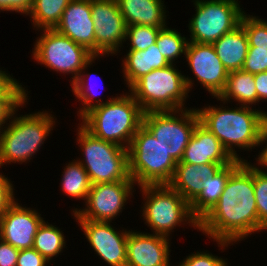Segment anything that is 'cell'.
Returning <instances> with one entry per match:
<instances>
[{"label":"cell","mask_w":267,"mask_h":266,"mask_svg":"<svg viewBox=\"0 0 267 266\" xmlns=\"http://www.w3.org/2000/svg\"><path fill=\"white\" fill-rule=\"evenodd\" d=\"M66 245L65 235L60 227H56V225L44 220L34 237L33 248L46 260L52 262L51 260L58 257V255H62L63 249L67 248Z\"/></svg>","instance_id":"cell-29"},{"label":"cell","mask_w":267,"mask_h":266,"mask_svg":"<svg viewBox=\"0 0 267 266\" xmlns=\"http://www.w3.org/2000/svg\"><path fill=\"white\" fill-rule=\"evenodd\" d=\"M254 81L257 90V105L267 102V71L254 74Z\"/></svg>","instance_id":"cell-41"},{"label":"cell","mask_w":267,"mask_h":266,"mask_svg":"<svg viewBox=\"0 0 267 266\" xmlns=\"http://www.w3.org/2000/svg\"><path fill=\"white\" fill-rule=\"evenodd\" d=\"M72 0H33L27 14L35 32L42 29H55L62 14Z\"/></svg>","instance_id":"cell-27"},{"label":"cell","mask_w":267,"mask_h":266,"mask_svg":"<svg viewBox=\"0 0 267 266\" xmlns=\"http://www.w3.org/2000/svg\"><path fill=\"white\" fill-rule=\"evenodd\" d=\"M177 68L176 64H169L154 69L128 89L144 112L188 108L185 102L189 98V92L184 74Z\"/></svg>","instance_id":"cell-7"},{"label":"cell","mask_w":267,"mask_h":266,"mask_svg":"<svg viewBox=\"0 0 267 266\" xmlns=\"http://www.w3.org/2000/svg\"><path fill=\"white\" fill-rule=\"evenodd\" d=\"M138 188L144 201L140 214L152 234L172 238L170 235L176 227H185L187 224L199 229V221L192 215L190 204L169 185H144Z\"/></svg>","instance_id":"cell-5"},{"label":"cell","mask_w":267,"mask_h":266,"mask_svg":"<svg viewBox=\"0 0 267 266\" xmlns=\"http://www.w3.org/2000/svg\"><path fill=\"white\" fill-rule=\"evenodd\" d=\"M162 28L144 25L127 26L125 42L129 47L128 50L144 51L151 45L156 43L159 31Z\"/></svg>","instance_id":"cell-34"},{"label":"cell","mask_w":267,"mask_h":266,"mask_svg":"<svg viewBox=\"0 0 267 266\" xmlns=\"http://www.w3.org/2000/svg\"><path fill=\"white\" fill-rule=\"evenodd\" d=\"M19 250L0 238V266H16Z\"/></svg>","instance_id":"cell-40"},{"label":"cell","mask_w":267,"mask_h":266,"mask_svg":"<svg viewBox=\"0 0 267 266\" xmlns=\"http://www.w3.org/2000/svg\"><path fill=\"white\" fill-rule=\"evenodd\" d=\"M27 98L12 114L7 125L0 130V167L12 163H29L57 124L52 111H37L18 115L26 107ZM5 165V166H4Z\"/></svg>","instance_id":"cell-3"},{"label":"cell","mask_w":267,"mask_h":266,"mask_svg":"<svg viewBox=\"0 0 267 266\" xmlns=\"http://www.w3.org/2000/svg\"><path fill=\"white\" fill-rule=\"evenodd\" d=\"M15 78L0 93V130L7 125L11 114L29 97L27 87Z\"/></svg>","instance_id":"cell-31"},{"label":"cell","mask_w":267,"mask_h":266,"mask_svg":"<svg viewBox=\"0 0 267 266\" xmlns=\"http://www.w3.org/2000/svg\"><path fill=\"white\" fill-rule=\"evenodd\" d=\"M177 266H229L228 259L221 258L209 251L191 252Z\"/></svg>","instance_id":"cell-35"},{"label":"cell","mask_w":267,"mask_h":266,"mask_svg":"<svg viewBox=\"0 0 267 266\" xmlns=\"http://www.w3.org/2000/svg\"><path fill=\"white\" fill-rule=\"evenodd\" d=\"M55 29L95 55V28L91 0H72Z\"/></svg>","instance_id":"cell-18"},{"label":"cell","mask_w":267,"mask_h":266,"mask_svg":"<svg viewBox=\"0 0 267 266\" xmlns=\"http://www.w3.org/2000/svg\"><path fill=\"white\" fill-rule=\"evenodd\" d=\"M176 165L155 136L142 125L128 147V173L137 187L168 185Z\"/></svg>","instance_id":"cell-6"},{"label":"cell","mask_w":267,"mask_h":266,"mask_svg":"<svg viewBox=\"0 0 267 266\" xmlns=\"http://www.w3.org/2000/svg\"><path fill=\"white\" fill-rule=\"evenodd\" d=\"M253 185L258 213V232L267 231V174L253 164Z\"/></svg>","instance_id":"cell-32"},{"label":"cell","mask_w":267,"mask_h":266,"mask_svg":"<svg viewBox=\"0 0 267 266\" xmlns=\"http://www.w3.org/2000/svg\"><path fill=\"white\" fill-rule=\"evenodd\" d=\"M265 146H264V145ZM262 149H259L258 152V156L255 157V160L257 163L253 164H257V167H267V123L263 126L262 131H261V135H260V145H259ZM261 151V152H260Z\"/></svg>","instance_id":"cell-42"},{"label":"cell","mask_w":267,"mask_h":266,"mask_svg":"<svg viewBox=\"0 0 267 266\" xmlns=\"http://www.w3.org/2000/svg\"><path fill=\"white\" fill-rule=\"evenodd\" d=\"M240 25L244 28L248 39L249 47L267 49V20L254 16L253 14H243Z\"/></svg>","instance_id":"cell-33"},{"label":"cell","mask_w":267,"mask_h":266,"mask_svg":"<svg viewBox=\"0 0 267 266\" xmlns=\"http://www.w3.org/2000/svg\"><path fill=\"white\" fill-rule=\"evenodd\" d=\"M242 70L251 74L266 72L267 49L249 47Z\"/></svg>","instance_id":"cell-36"},{"label":"cell","mask_w":267,"mask_h":266,"mask_svg":"<svg viewBox=\"0 0 267 266\" xmlns=\"http://www.w3.org/2000/svg\"><path fill=\"white\" fill-rule=\"evenodd\" d=\"M164 0H117L127 26L144 25L164 28L169 25Z\"/></svg>","instance_id":"cell-21"},{"label":"cell","mask_w":267,"mask_h":266,"mask_svg":"<svg viewBox=\"0 0 267 266\" xmlns=\"http://www.w3.org/2000/svg\"><path fill=\"white\" fill-rule=\"evenodd\" d=\"M216 99L226 102L227 105L233 100L237 105L256 107L257 90L254 74L243 70L229 72L225 88Z\"/></svg>","instance_id":"cell-25"},{"label":"cell","mask_w":267,"mask_h":266,"mask_svg":"<svg viewBox=\"0 0 267 266\" xmlns=\"http://www.w3.org/2000/svg\"><path fill=\"white\" fill-rule=\"evenodd\" d=\"M33 0H0V12L29 13Z\"/></svg>","instance_id":"cell-39"},{"label":"cell","mask_w":267,"mask_h":266,"mask_svg":"<svg viewBox=\"0 0 267 266\" xmlns=\"http://www.w3.org/2000/svg\"><path fill=\"white\" fill-rule=\"evenodd\" d=\"M65 165L63 174H61V183H59L62 193L70 198L81 199L85 202L92 185L88 173L75 159Z\"/></svg>","instance_id":"cell-28"},{"label":"cell","mask_w":267,"mask_h":266,"mask_svg":"<svg viewBox=\"0 0 267 266\" xmlns=\"http://www.w3.org/2000/svg\"><path fill=\"white\" fill-rule=\"evenodd\" d=\"M45 218L16 199L0 217V238L18 250L33 248L34 237Z\"/></svg>","instance_id":"cell-16"},{"label":"cell","mask_w":267,"mask_h":266,"mask_svg":"<svg viewBox=\"0 0 267 266\" xmlns=\"http://www.w3.org/2000/svg\"><path fill=\"white\" fill-rule=\"evenodd\" d=\"M219 250L258 234L253 163L243 162L229 177L213 208L199 221V229ZM227 247V248H226Z\"/></svg>","instance_id":"cell-1"},{"label":"cell","mask_w":267,"mask_h":266,"mask_svg":"<svg viewBox=\"0 0 267 266\" xmlns=\"http://www.w3.org/2000/svg\"><path fill=\"white\" fill-rule=\"evenodd\" d=\"M0 172V217L5 213L9 206L17 199L15 187L11 179L8 176Z\"/></svg>","instance_id":"cell-37"},{"label":"cell","mask_w":267,"mask_h":266,"mask_svg":"<svg viewBox=\"0 0 267 266\" xmlns=\"http://www.w3.org/2000/svg\"><path fill=\"white\" fill-rule=\"evenodd\" d=\"M38 32L40 36L33 43L32 58L48 70L71 75L70 84L78 77L84 65L95 56L86 47L73 42L56 29H42Z\"/></svg>","instance_id":"cell-9"},{"label":"cell","mask_w":267,"mask_h":266,"mask_svg":"<svg viewBox=\"0 0 267 266\" xmlns=\"http://www.w3.org/2000/svg\"><path fill=\"white\" fill-rule=\"evenodd\" d=\"M13 75H10L9 71L0 68V93L14 80Z\"/></svg>","instance_id":"cell-43"},{"label":"cell","mask_w":267,"mask_h":266,"mask_svg":"<svg viewBox=\"0 0 267 266\" xmlns=\"http://www.w3.org/2000/svg\"><path fill=\"white\" fill-rule=\"evenodd\" d=\"M51 264L34 248L19 250L16 266H50Z\"/></svg>","instance_id":"cell-38"},{"label":"cell","mask_w":267,"mask_h":266,"mask_svg":"<svg viewBox=\"0 0 267 266\" xmlns=\"http://www.w3.org/2000/svg\"><path fill=\"white\" fill-rule=\"evenodd\" d=\"M171 238L130 230L126 247V266H172Z\"/></svg>","instance_id":"cell-17"},{"label":"cell","mask_w":267,"mask_h":266,"mask_svg":"<svg viewBox=\"0 0 267 266\" xmlns=\"http://www.w3.org/2000/svg\"><path fill=\"white\" fill-rule=\"evenodd\" d=\"M122 58V73L127 89L139 78L154 69H161L170 63L161 55L156 44L151 45L144 51L127 50Z\"/></svg>","instance_id":"cell-22"},{"label":"cell","mask_w":267,"mask_h":266,"mask_svg":"<svg viewBox=\"0 0 267 266\" xmlns=\"http://www.w3.org/2000/svg\"><path fill=\"white\" fill-rule=\"evenodd\" d=\"M243 163L241 160H234L213 176L202 182L200 194L190 203L192 215L200 221L217 203L223 193L230 175Z\"/></svg>","instance_id":"cell-23"},{"label":"cell","mask_w":267,"mask_h":266,"mask_svg":"<svg viewBox=\"0 0 267 266\" xmlns=\"http://www.w3.org/2000/svg\"><path fill=\"white\" fill-rule=\"evenodd\" d=\"M195 14L188 21L189 42L213 44L235 30L246 12L239 0H192Z\"/></svg>","instance_id":"cell-10"},{"label":"cell","mask_w":267,"mask_h":266,"mask_svg":"<svg viewBox=\"0 0 267 266\" xmlns=\"http://www.w3.org/2000/svg\"><path fill=\"white\" fill-rule=\"evenodd\" d=\"M76 142L82 157L76 160L88 173L91 184L125 181L128 173V149L94 137L80 123Z\"/></svg>","instance_id":"cell-8"},{"label":"cell","mask_w":267,"mask_h":266,"mask_svg":"<svg viewBox=\"0 0 267 266\" xmlns=\"http://www.w3.org/2000/svg\"><path fill=\"white\" fill-rule=\"evenodd\" d=\"M175 28L168 26L159 31L156 39V46L161 51V55L170 63L176 64L182 55L185 57L188 37H185ZM176 61V62H175Z\"/></svg>","instance_id":"cell-30"},{"label":"cell","mask_w":267,"mask_h":266,"mask_svg":"<svg viewBox=\"0 0 267 266\" xmlns=\"http://www.w3.org/2000/svg\"><path fill=\"white\" fill-rule=\"evenodd\" d=\"M212 45L228 72L242 70L249 44L246 32L241 25L232 32L221 36Z\"/></svg>","instance_id":"cell-24"},{"label":"cell","mask_w":267,"mask_h":266,"mask_svg":"<svg viewBox=\"0 0 267 266\" xmlns=\"http://www.w3.org/2000/svg\"><path fill=\"white\" fill-rule=\"evenodd\" d=\"M219 101L223 104H205L202 108H196L200 123L218 138L234 159L245 162L247 159L241 158L237 152L260 148V135L267 123V111L262 107L256 109L237 104L226 107V102ZM235 148L240 150L236 151Z\"/></svg>","instance_id":"cell-2"},{"label":"cell","mask_w":267,"mask_h":266,"mask_svg":"<svg viewBox=\"0 0 267 266\" xmlns=\"http://www.w3.org/2000/svg\"><path fill=\"white\" fill-rule=\"evenodd\" d=\"M136 183L129 176L125 181L92 184L84 207L71 210L75 220L112 222L120 216L136 191Z\"/></svg>","instance_id":"cell-12"},{"label":"cell","mask_w":267,"mask_h":266,"mask_svg":"<svg viewBox=\"0 0 267 266\" xmlns=\"http://www.w3.org/2000/svg\"><path fill=\"white\" fill-rule=\"evenodd\" d=\"M199 122L195 107L147 111L143 115V125L177 163L182 159L184 150Z\"/></svg>","instance_id":"cell-11"},{"label":"cell","mask_w":267,"mask_h":266,"mask_svg":"<svg viewBox=\"0 0 267 266\" xmlns=\"http://www.w3.org/2000/svg\"><path fill=\"white\" fill-rule=\"evenodd\" d=\"M234 160L218 138L199 122L178 163L229 164Z\"/></svg>","instance_id":"cell-19"},{"label":"cell","mask_w":267,"mask_h":266,"mask_svg":"<svg viewBox=\"0 0 267 266\" xmlns=\"http://www.w3.org/2000/svg\"><path fill=\"white\" fill-rule=\"evenodd\" d=\"M95 28V56L118 55L124 47L127 25L117 0H91Z\"/></svg>","instance_id":"cell-14"},{"label":"cell","mask_w":267,"mask_h":266,"mask_svg":"<svg viewBox=\"0 0 267 266\" xmlns=\"http://www.w3.org/2000/svg\"><path fill=\"white\" fill-rule=\"evenodd\" d=\"M227 164L206 163L195 165L177 163L172 180L168 184L189 204L200 194L203 183L213 177L222 166Z\"/></svg>","instance_id":"cell-20"},{"label":"cell","mask_w":267,"mask_h":266,"mask_svg":"<svg viewBox=\"0 0 267 266\" xmlns=\"http://www.w3.org/2000/svg\"><path fill=\"white\" fill-rule=\"evenodd\" d=\"M94 254L109 266H126L127 238L130 230H116L111 222L76 220Z\"/></svg>","instance_id":"cell-15"},{"label":"cell","mask_w":267,"mask_h":266,"mask_svg":"<svg viewBox=\"0 0 267 266\" xmlns=\"http://www.w3.org/2000/svg\"><path fill=\"white\" fill-rule=\"evenodd\" d=\"M116 95L115 99L92 108L79 122L94 137L128 149L143 125L144 111L129 92Z\"/></svg>","instance_id":"cell-4"},{"label":"cell","mask_w":267,"mask_h":266,"mask_svg":"<svg viewBox=\"0 0 267 266\" xmlns=\"http://www.w3.org/2000/svg\"><path fill=\"white\" fill-rule=\"evenodd\" d=\"M184 60L195 77L184 75L185 84L190 93L195 86L194 82L200 83L208 93L216 98L226 85L228 71L218 58L212 44L188 42ZM194 78H196L194 80ZM194 85V86H193Z\"/></svg>","instance_id":"cell-13"},{"label":"cell","mask_w":267,"mask_h":266,"mask_svg":"<svg viewBox=\"0 0 267 266\" xmlns=\"http://www.w3.org/2000/svg\"><path fill=\"white\" fill-rule=\"evenodd\" d=\"M259 169H262L267 174V167H258ZM265 168V170H264Z\"/></svg>","instance_id":"cell-44"},{"label":"cell","mask_w":267,"mask_h":266,"mask_svg":"<svg viewBox=\"0 0 267 266\" xmlns=\"http://www.w3.org/2000/svg\"><path fill=\"white\" fill-rule=\"evenodd\" d=\"M99 58H102V57L94 56L88 63H86L83 69L79 72L78 77L70 85L73 95L75 96V99L77 98V100L79 99L78 101L81 102L80 103L81 108H79L76 113L79 118L78 120H80L92 108L102 105L103 103L109 102L117 97L116 95L114 97L112 95V98L109 97L106 101H103V99L101 98L97 99L96 97L98 96L97 93H99L98 90L96 91V89L98 88L97 87L98 84L94 83V82H97L95 80L96 76H94L95 73L94 74L89 73L87 70H88V67L91 68V65H93V63H95L96 60L98 61ZM91 83H93L94 85H92ZM94 86H96L97 88L95 89Z\"/></svg>","instance_id":"cell-26"}]
</instances>
